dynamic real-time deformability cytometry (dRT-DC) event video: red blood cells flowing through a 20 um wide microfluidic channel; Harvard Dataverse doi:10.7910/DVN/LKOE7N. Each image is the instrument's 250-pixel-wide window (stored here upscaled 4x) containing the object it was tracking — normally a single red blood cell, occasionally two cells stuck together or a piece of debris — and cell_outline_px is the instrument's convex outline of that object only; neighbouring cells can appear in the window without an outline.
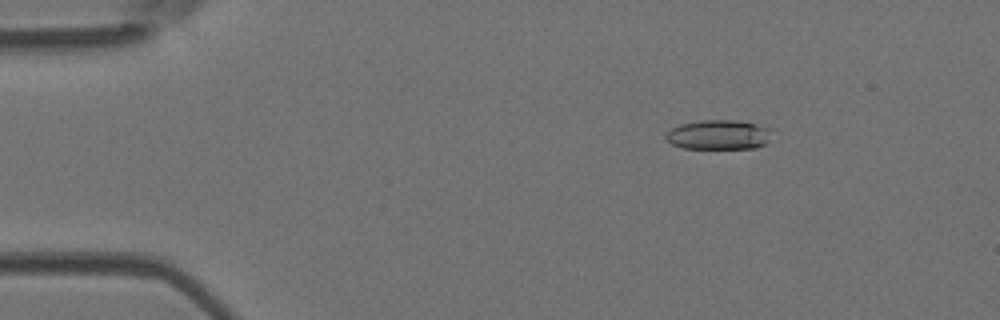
{"species": "Egyptian fruit bat (a non-hibernating species)", "species_latin": "Rousettus aegyptiacus", "temperature_condition": "room temperature", "stored_images_in_passage": 5, "camera_frame_rate_fps": 3000, "um_per_image_px": 0.085, "animal": {"sex": "female"}, "frame": {"image": 1, "passage_image": 1, "time_ms": 0.0, "image_size_px": [1000, 320], "cell_outline_px": [[776, 128], [768, 140], [764, 144], [756, 148], [684, 148], [672, 144], [664, 140], [664, 136], [672, 128], [680, 124], [700, 120], [736, 120]], "centroid_in_image_um": [61.12, 11.44], "position_along_channel_um": 23.9, "area_um2": 18.55}}
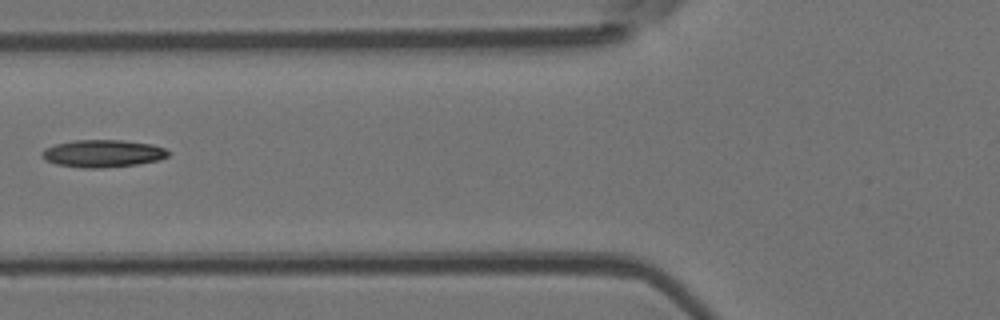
{"frame": {"image": 2, "passage_image": 4, "time_ms": 4.333, "image_size_px": [1000, 320], "cell_outline_px": [[172, 152], [168, 156], [160, 160], [136, 164], [100, 168], [80, 168], [56, 164], [40, 156], [40, 152], [44, 148], [56, 144], [76, 140], [124, 140], [152, 144], [164, 148]], "centroid_in_image_um": [8.75, 13.04], "position_along_channel_um": 117.1, "area_um2": 20.29}}
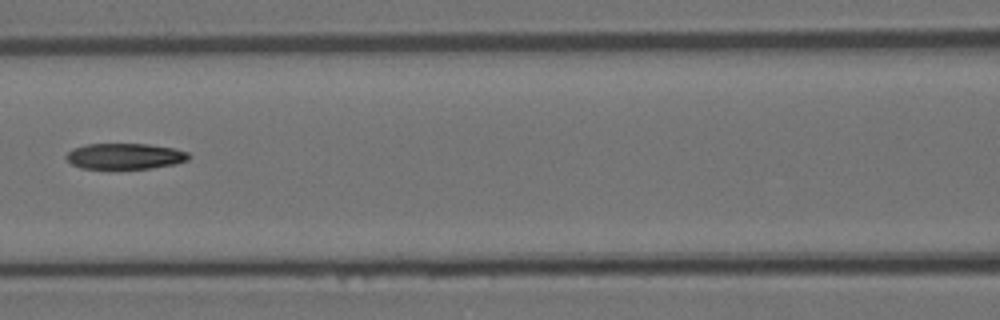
{"frame": {"image": 3, "passage_image": 5, "time_ms": 5.333, "image_size_px": [1000, 320], "cell_outline_px": [[192, 156], [188, 160], [176, 164], [152, 168], [80, 168], [72, 164], [64, 156], [72, 148], [84, 144], [148, 144], [172, 148], [188, 152]], "centroid_in_image_um": [10.62, 13.27], "position_along_channel_um": 156.0, "area_um2": 18.5}}